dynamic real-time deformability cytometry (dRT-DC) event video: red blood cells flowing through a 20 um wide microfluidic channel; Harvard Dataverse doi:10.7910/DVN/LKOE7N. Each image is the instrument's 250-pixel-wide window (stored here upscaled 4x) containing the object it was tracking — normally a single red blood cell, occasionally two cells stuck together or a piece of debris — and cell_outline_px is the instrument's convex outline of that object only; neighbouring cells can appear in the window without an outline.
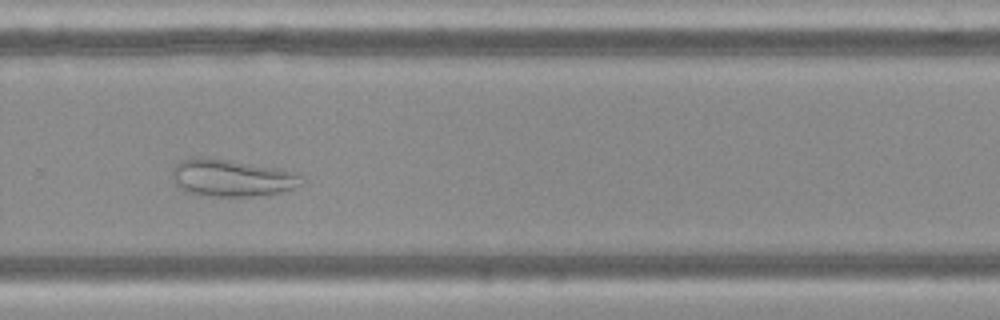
{"species": "Egyptian fruit bat (a non-hibernating species)", "species_latin": "Rousettus aegyptiacus", "temperature_condition": "cold", "stored_images_in_passage": 41, "camera_frame_rate_fps": 3000, "um_per_image_px": 0.085, "frame": {"image": 1, "passage_image": 24, "time_ms": 7.667, "image_size_px": [1000, 320], "cell_outline_px": [[304, 184], [284, 192], [252, 196], [208, 196], [184, 192], [176, 184], [172, 176], [172, 172], [176, 164], [180, 160], [228, 160], [280, 168], [304, 176]], "centroid_in_image_um": [19.79, 15.17], "position_along_channel_um": 310.0, "area_um2": 27.57}}